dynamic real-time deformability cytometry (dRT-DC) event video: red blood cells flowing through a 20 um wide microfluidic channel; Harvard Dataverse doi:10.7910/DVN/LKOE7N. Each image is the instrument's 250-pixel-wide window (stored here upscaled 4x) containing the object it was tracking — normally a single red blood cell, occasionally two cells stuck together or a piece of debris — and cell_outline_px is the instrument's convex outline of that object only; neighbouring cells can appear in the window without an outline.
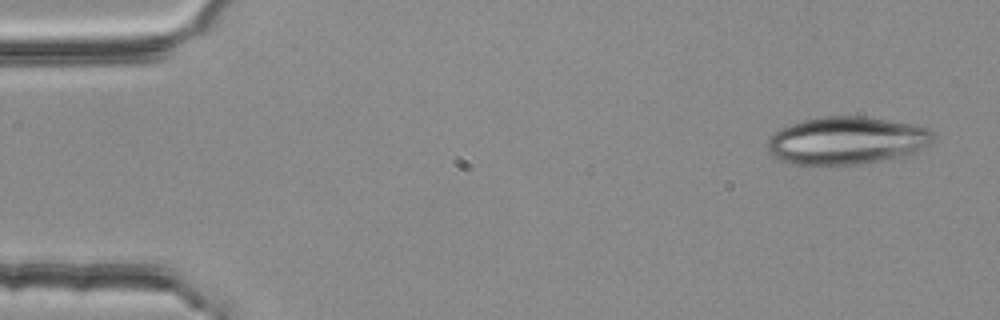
{"species": "common noctule bat (a hibernating species)", "species_latin": "Nyctalus noctula", "temperature_condition": "room temperature", "stored_images_in_passage": 3, "camera_frame_rate_fps": 3000, "um_per_image_px": 0.085, "animal": {"sex": "female", "body_mass_g": 25.1}, "frame": {"image": 1, "passage_image": 1, "time_ms": 0.0, "image_size_px": [1000, 320], "cell_outline_px": [[932, 140], [928, 144], [912, 156], [856, 164], [792, 164], [780, 160], [772, 156], [768, 152], [768, 140], [780, 128], [804, 120], [824, 116], [860, 116], [888, 120], [912, 124], [928, 128], [932, 132]], "centroid_in_image_um": [71.99, 11.96], "position_along_channel_um": 13.0, "area_um2": 45.95}}